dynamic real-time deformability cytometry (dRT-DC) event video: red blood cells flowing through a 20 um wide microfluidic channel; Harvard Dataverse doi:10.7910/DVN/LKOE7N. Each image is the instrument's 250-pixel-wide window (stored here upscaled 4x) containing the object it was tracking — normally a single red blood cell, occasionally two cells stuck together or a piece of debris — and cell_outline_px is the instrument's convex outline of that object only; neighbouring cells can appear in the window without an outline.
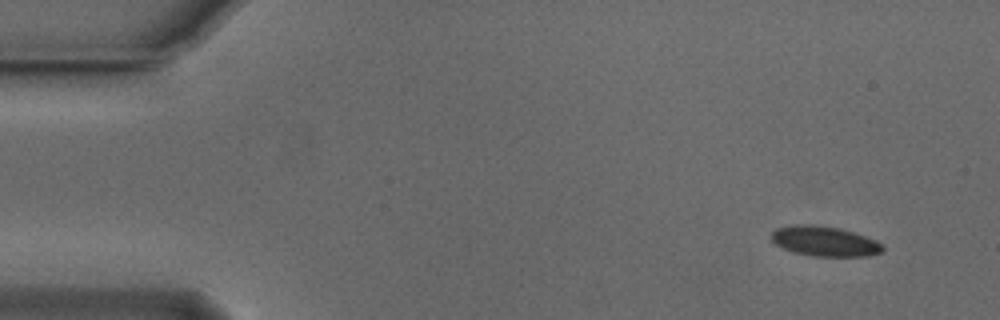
{"species": "Egyptian fruit bat (a non-hibernating species)", "species_latin": "Rousettus aegyptiacus", "temperature_condition": "cold", "stored_images_in_passage": 50, "camera_frame_rate_fps": 3000, "um_per_image_px": 0.085, "animal": {"sex": "male"}, "frame": {"image": 1, "passage_image": 1, "time_ms": 0.0, "image_size_px": [1000, 320], "cell_outline_px": [[884, 248], [880, 252], [868, 256], [812, 256], [792, 252], [776, 244], [772, 240], [772, 232], [776, 228], [796, 224], [812, 224], [840, 228], [876, 240]], "centroid_in_image_um": [70.06, 20.5], "position_along_channel_um": 14.9, "area_um2": 19.31}}
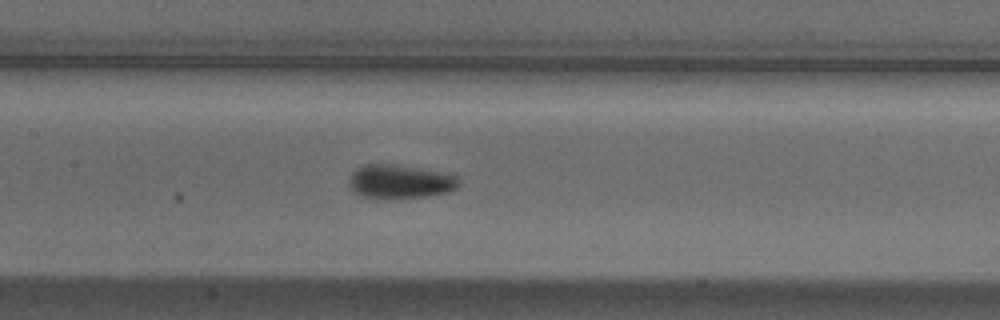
{"frame": {"image": 2, "passage_image": 22, "time_ms": 7.0, "image_size_px": [1000, 320], "cell_outline_px": [[460, 184], [456, 188], [448, 192], [428, 196], [380, 200], [360, 196], [352, 192], [348, 184], [348, 180], [352, 172], [364, 164], [396, 164], [456, 172], [460, 180]], "centroid_in_image_um": [34.05, 15.43], "position_along_channel_um": 173.4, "area_um2": 22.83}}
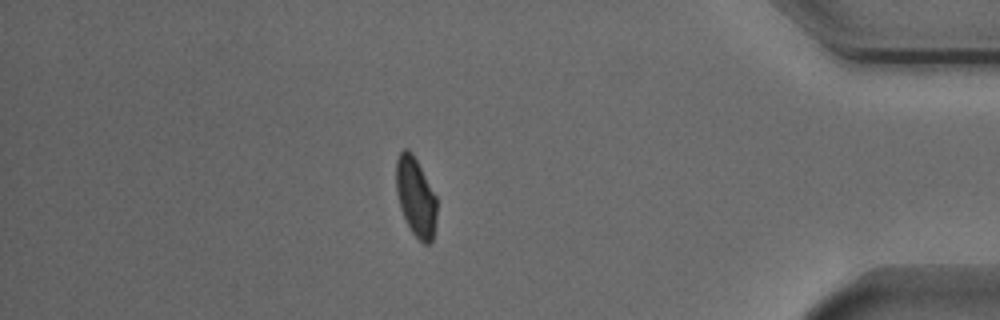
{"frame": {"image": 3, "passage_image": 43, "time_ms": 14.0, "image_size_px": [1000, 320], "cell_outline_px": [[436, 216], [432, 240], [428, 244], [424, 244], [412, 232], [400, 208], [396, 188], [396, 160], [400, 152], [404, 148], [408, 148], [412, 152], [436, 196]], "centroid_in_image_um": [35.32, 16.71], "position_along_channel_um": 399.9, "area_um2": 18.44}, "authors_computed_cell_mechanics": {"area_um2": 19.7965, "velocity_mm_per_s": 3.8236, "shape_relaxation_time_tau1_ms": 2.4412, "shape_relaxation_time_tau2_ms": null, "deformation_change_tau1": 0.095, "deformation_change_tau2": null}}